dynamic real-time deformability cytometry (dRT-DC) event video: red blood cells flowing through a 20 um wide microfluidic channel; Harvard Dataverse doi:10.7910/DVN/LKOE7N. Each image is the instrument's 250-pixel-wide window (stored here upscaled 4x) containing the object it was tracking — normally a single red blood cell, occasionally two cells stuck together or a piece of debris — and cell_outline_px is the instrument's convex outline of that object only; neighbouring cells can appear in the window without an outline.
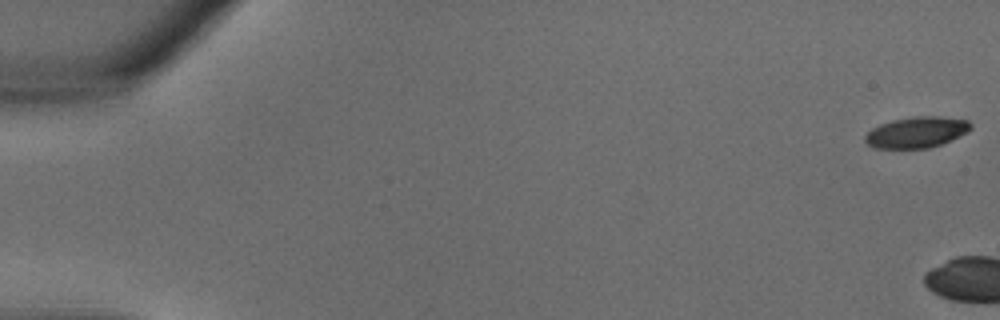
{"species": "common noctule bat (a hibernating species)", "species_latin": "Nyctalus noctula", "temperature_condition": "warm", "stored_images_in_passage": 4, "camera_frame_rate_fps": 3000, "um_per_image_px": 0.085, "animal": {"sex": "male", "body_mass_g": 18.8}, "frame": {"image": 1, "passage_image": 1, "time_ms": 0.0, "image_size_px": [1000, 320], "cell_outline_px": [[972, 128], [968, 132], [940, 144], [928, 148], [872, 148], [864, 140], [864, 136], [872, 128], [880, 124], [892, 120], [916, 116], [940, 116], [968, 120], [972, 124]], "centroid_in_image_um": [77.9, 11.23], "position_along_channel_um": 7.1, "area_um2": 19.07}}